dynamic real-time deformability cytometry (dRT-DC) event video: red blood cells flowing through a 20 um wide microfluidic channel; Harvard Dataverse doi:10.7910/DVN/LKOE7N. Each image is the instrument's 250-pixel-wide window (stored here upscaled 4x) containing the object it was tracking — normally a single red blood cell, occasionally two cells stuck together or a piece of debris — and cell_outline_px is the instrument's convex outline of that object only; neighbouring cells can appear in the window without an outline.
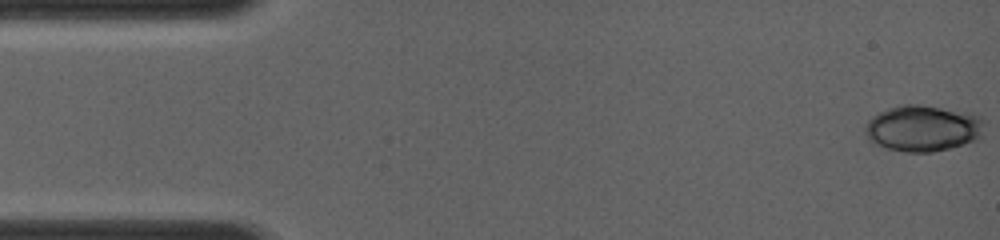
{"species": "common noctule bat (a hibernating species)", "species_latin": "Nyctalus noctula", "temperature_condition": "room temperature", "stored_images_in_passage": 7, "camera_frame_rate_fps": 4000, "um_per_image_px": 0.085, "animal": {"sex": "female", "body_mass_g": 19.0, "forearm_length_mm": 56.7}, "frame": {"image": 1, "passage_image": 1, "time_ms": 0.0, "image_size_px": [1000, 240], "cell_outline_px": [[980, 140], [932, 152], [904, 152], [888, 148], [876, 144], [868, 140], [864, 132], [864, 128], [868, 120], [872, 116], [888, 108], [900, 104], [920, 104], [972, 112], [980, 116]], "centroid_in_image_um": [78.41, 10.89], "position_along_channel_um": 6.6, "area_um2": 32.19}}
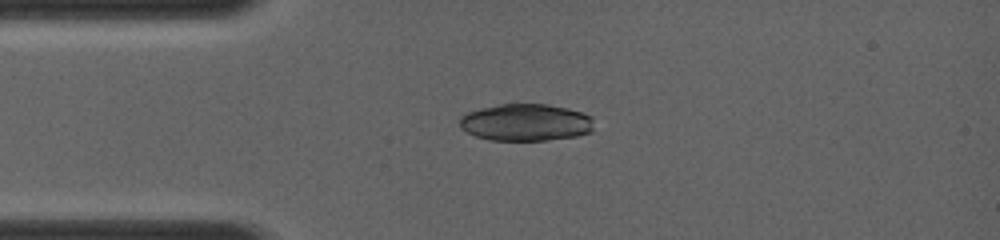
{"frame": {"image": 2, "passage_image": 5, "time_ms": 3.0, "image_size_px": [1000, 240], "cell_outline_px": [[592, 132], [576, 136], [548, 140], [488, 140], [476, 136], [460, 128], [460, 116], [468, 112], [500, 104], [548, 104], [568, 108], [592, 116]], "centroid_in_image_um": [44.7, 10.41], "position_along_channel_um": 40.3, "area_um2": 28.96}}